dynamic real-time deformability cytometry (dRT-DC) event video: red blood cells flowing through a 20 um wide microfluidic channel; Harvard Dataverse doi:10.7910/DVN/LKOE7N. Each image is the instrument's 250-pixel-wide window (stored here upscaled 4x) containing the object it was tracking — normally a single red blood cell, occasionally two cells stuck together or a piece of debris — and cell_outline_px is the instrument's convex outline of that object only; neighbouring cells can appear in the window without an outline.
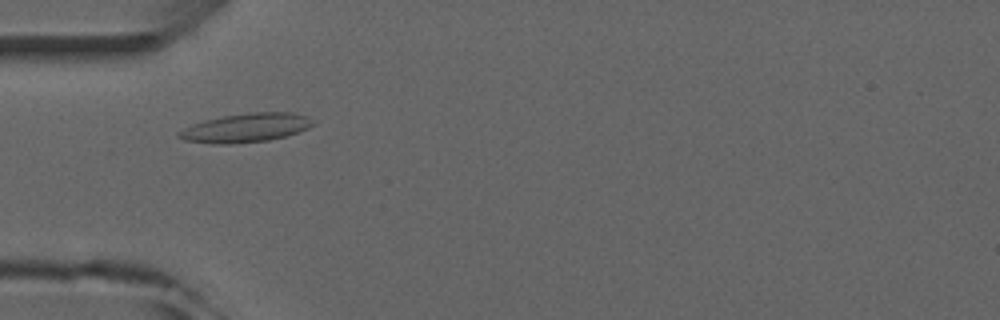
{"species": "common noctule bat (a hibernating species)", "species_latin": "Nyctalus noctula", "temperature_condition": "room temperature", "stored_images_in_passage": 6, "camera_frame_rate_fps": 3000, "um_per_image_px": 0.085, "animal": {"sex": "male", "forearm_length_mm": 52.5}, "frame": {"image": 1, "passage_image": 4, "time_ms": 3.333, "image_size_px": [1000, 320], "cell_outline_px": [[316, 124], [300, 132], [288, 136], [268, 140], [232, 144], [212, 144], [184, 140], [176, 136], [176, 132], [192, 124], [204, 120], [224, 116], [252, 112], [292, 112], [308, 116]], "centroid_in_image_um": [20.91, 10.87], "position_along_channel_um": 64.1, "area_um2": 22.83}}
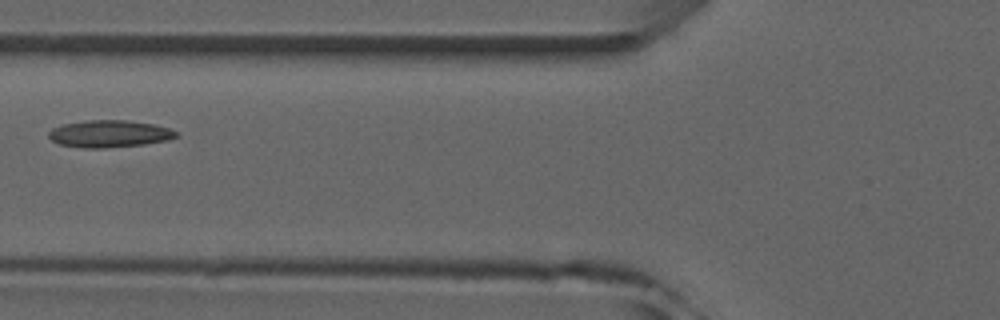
{"frame": {"image": 2, "passage_image": 5, "time_ms": 4.667, "image_size_px": [1000, 320], "cell_outline_px": [[180, 136], [168, 140], [144, 144], [108, 148], [84, 148], [60, 144], [52, 140], [48, 136], [48, 132], [52, 128], [64, 124], [88, 120], [128, 120], [152, 124], [168, 128], [176, 132]], "centroid_in_image_um": [9.3, 11.37], "position_along_channel_um": 116.5, "area_um2": 20.11}}
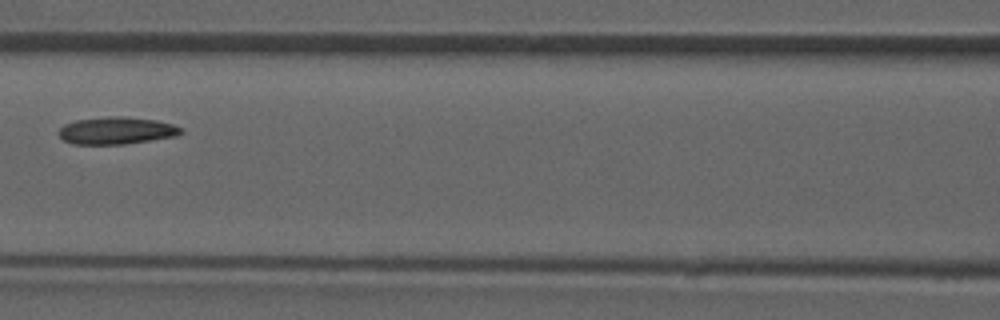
{"frame": {"image": 3, "passage_image": 6, "time_ms": 5.667, "image_size_px": [1000, 320], "cell_outline_px": [[184, 132], [176, 136], [124, 144], [72, 144], [64, 140], [56, 132], [64, 124], [76, 120], [108, 116], [124, 116], [156, 120], [172, 124], [180, 128]], "centroid_in_image_um": [9.87, 11.09], "position_along_channel_um": 156.7, "area_um2": 19.42}}